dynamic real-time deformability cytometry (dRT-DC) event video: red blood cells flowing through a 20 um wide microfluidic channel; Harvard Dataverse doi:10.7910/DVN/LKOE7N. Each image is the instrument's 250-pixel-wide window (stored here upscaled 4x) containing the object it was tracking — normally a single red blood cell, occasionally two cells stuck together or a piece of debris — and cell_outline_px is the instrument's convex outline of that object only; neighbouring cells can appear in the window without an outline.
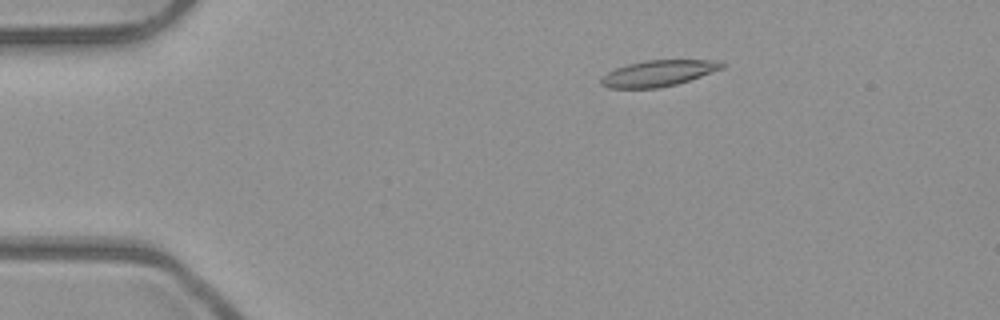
{"species": "common noctule bat (a hibernating species)", "species_latin": "Nyctalus noctula", "temperature_condition": "room temperature", "stored_images_in_passage": 3, "camera_frame_rate_fps": 3000, "um_per_image_px": 0.085, "animal": {"sex": "male", "body_mass_g": 23.1, "forearm_length_mm": 52.7}, "frame": {"image": 1, "passage_image": 2, "time_ms": 0.333, "image_size_px": [1000, 320], "cell_outline_px": [[724, 68], [676, 84], [660, 88], [608, 88], [600, 84], [600, 80], [608, 72], [616, 68], [628, 64], [644, 60], [720, 60], [724, 64]], "centroid_in_image_um": [55.95, 6.22], "position_along_channel_um": 29.0, "area_um2": 18.26}}